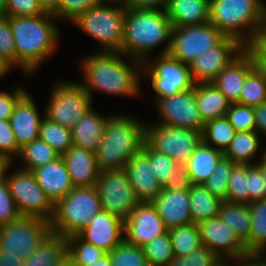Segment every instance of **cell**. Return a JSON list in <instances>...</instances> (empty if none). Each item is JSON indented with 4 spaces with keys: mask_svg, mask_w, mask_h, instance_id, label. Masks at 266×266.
Returning a JSON list of instances; mask_svg holds the SVG:
<instances>
[{
    "mask_svg": "<svg viewBox=\"0 0 266 266\" xmlns=\"http://www.w3.org/2000/svg\"><path fill=\"white\" fill-rule=\"evenodd\" d=\"M122 55L120 52L98 51L83 60L81 65L85 81L81 85L91 100V93L95 90L125 96H137L140 93L138 72H141L143 63L133 59V66L128 65L122 60Z\"/></svg>",
    "mask_w": 266,
    "mask_h": 266,
    "instance_id": "1",
    "label": "cell"
},
{
    "mask_svg": "<svg viewBox=\"0 0 266 266\" xmlns=\"http://www.w3.org/2000/svg\"><path fill=\"white\" fill-rule=\"evenodd\" d=\"M7 18L16 45V66L32 73L56 49L59 32L54 21L57 18L50 13Z\"/></svg>",
    "mask_w": 266,
    "mask_h": 266,
    "instance_id": "2",
    "label": "cell"
},
{
    "mask_svg": "<svg viewBox=\"0 0 266 266\" xmlns=\"http://www.w3.org/2000/svg\"><path fill=\"white\" fill-rule=\"evenodd\" d=\"M173 25L165 9H128L123 29L122 54L142 63L160 43L168 40L162 54H168Z\"/></svg>",
    "mask_w": 266,
    "mask_h": 266,
    "instance_id": "3",
    "label": "cell"
},
{
    "mask_svg": "<svg viewBox=\"0 0 266 266\" xmlns=\"http://www.w3.org/2000/svg\"><path fill=\"white\" fill-rule=\"evenodd\" d=\"M145 141V124L128 115L110 116L95 151L100 171L125 169L127 162L142 151Z\"/></svg>",
    "mask_w": 266,
    "mask_h": 266,
    "instance_id": "4",
    "label": "cell"
},
{
    "mask_svg": "<svg viewBox=\"0 0 266 266\" xmlns=\"http://www.w3.org/2000/svg\"><path fill=\"white\" fill-rule=\"evenodd\" d=\"M264 5L262 0H212L209 22L226 37L234 38L245 46L255 29L266 21ZM243 28H249L247 33Z\"/></svg>",
    "mask_w": 266,
    "mask_h": 266,
    "instance_id": "5",
    "label": "cell"
},
{
    "mask_svg": "<svg viewBox=\"0 0 266 266\" xmlns=\"http://www.w3.org/2000/svg\"><path fill=\"white\" fill-rule=\"evenodd\" d=\"M102 210L96 186L74 187L54 204L51 233L67 238L82 231Z\"/></svg>",
    "mask_w": 266,
    "mask_h": 266,
    "instance_id": "6",
    "label": "cell"
},
{
    "mask_svg": "<svg viewBox=\"0 0 266 266\" xmlns=\"http://www.w3.org/2000/svg\"><path fill=\"white\" fill-rule=\"evenodd\" d=\"M111 2L117 5L104 6V2H101L86 10L72 23L77 24L86 34L98 40L103 45L101 52L122 53L126 8L119 0H111Z\"/></svg>",
    "mask_w": 266,
    "mask_h": 266,
    "instance_id": "7",
    "label": "cell"
},
{
    "mask_svg": "<svg viewBox=\"0 0 266 266\" xmlns=\"http://www.w3.org/2000/svg\"><path fill=\"white\" fill-rule=\"evenodd\" d=\"M11 163H4L1 173L5 176L10 194L21 216L38 217L51 221L54 203L37 183L32 171L18 170L6 176Z\"/></svg>",
    "mask_w": 266,
    "mask_h": 266,
    "instance_id": "8",
    "label": "cell"
},
{
    "mask_svg": "<svg viewBox=\"0 0 266 266\" xmlns=\"http://www.w3.org/2000/svg\"><path fill=\"white\" fill-rule=\"evenodd\" d=\"M51 234L50 221L21 216L14 222L0 226V250L7 254L31 256Z\"/></svg>",
    "mask_w": 266,
    "mask_h": 266,
    "instance_id": "9",
    "label": "cell"
},
{
    "mask_svg": "<svg viewBox=\"0 0 266 266\" xmlns=\"http://www.w3.org/2000/svg\"><path fill=\"white\" fill-rule=\"evenodd\" d=\"M104 211L125 221L140 203L125 169H111L100 172L96 183Z\"/></svg>",
    "mask_w": 266,
    "mask_h": 266,
    "instance_id": "10",
    "label": "cell"
},
{
    "mask_svg": "<svg viewBox=\"0 0 266 266\" xmlns=\"http://www.w3.org/2000/svg\"><path fill=\"white\" fill-rule=\"evenodd\" d=\"M148 126V127H147ZM146 143L156 152L184 166L200 145L202 133L170 125H147Z\"/></svg>",
    "mask_w": 266,
    "mask_h": 266,
    "instance_id": "11",
    "label": "cell"
},
{
    "mask_svg": "<svg viewBox=\"0 0 266 266\" xmlns=\"http://www.w3.org/2000/svg\"><path fill=\"white\" fill-rule=\"evenodd\" d=\"M91 101L81 84L59 82L53 88L45 117L71 129L92 108Z\"/></svg>",
    "mask_w": 266,
    "mask_h": 266,
    "instance_id": "12",
    "label": "cell"
},
{
    "mask_svg": "<svg viewBox=\"0 0 266 266\" xmlns=\"http://www.w3.org/2000/svg\"><path fill=\"white\" fill-rule=\"evenodd\" d=\"M142 64L144 74L149 73L151 84L157 93L156 99L170 98L173 95L195 87L190 66L173 58L169 53L160 54L150 65Z\"/></svg>",
    "mask_w": 266,
    "mask_h": 266,
    "instance_id": "13",
    "label": "cell"
},
{
    "mask_svg": "<svg viewBox=\"0 0 266 266\" xmlns=\"http://www.w3.org/2000/svg\"><path fill=\"white\" fill-rule=\"evenodd\" d=\"M225 37L210 22L173 27L169 54L190 65L201 54L218 45Z\"/></svg>",
    "mask_w": 266,
    "mask_h": 266,
    "instance_id": "14",
    "label": "cell"
},
{
    "mask_svg": "<svg viewBox=\"0 0 266 266\" xmlns=\"http://www.w3.org/2000/svg\"><path fill=\"white\" fill-rule=\"evenodd\" d=\"M197 225L202 245L207 246L222 261L232 260L231 262L236 261L235 264H247L254 261L241 238L219 216L203 220Z\"/></svg>",
    "mask_w": 266,
    "mask_h": 266,
    "instance_id": "15",
    "label": "cell"
},
{
    "mask_svg": "<svg viewBox=\"0 0 266 266\" xmlns=\"http://www.w3.org/2000/svg\"><path fill=\"white\" fill-rule=\"evenodd\" d=\"M155 103L161 115L159 125L203 132L204 122L199 114L195 87L170 98L157 99Z\"/></svg>",
    "mask_w": 266,
    "mask_h": 266,
    "instance_id": "16",
    "label": "cell"
},
{
    "mask_svg": "<svg viewBox=\"0 0 266 266\" xmlns=\"http://www.w3.org/2000/svg\"><path fill=\"white\" fill-rule=\"evenodd\" d=\"M244 51L238 40L225 37L218 45L201 54L189 66L195 83L213 82L219 73Z\"/></svg>",
    "mask_w": 266,
    "mask_h": 266,
    "instance_id": "17",
    "label": "cell"
},
{
    "mask_svg": "<svg viewBox=\"0 0 266 266\" xmlns=\"http://www.w3.org/2000/svg\"><path fill=\"white\" fill-rule=\"evenodd\" d=\"M167 232L163 219L152 203H139L124 221V239L142 248Z\"/></svg>",
    "mask_w": 266,
    "mask_h": 266,
    "instance_id": "18",
    "label": "cell"
},
{
    "mask_svg": "<svg viewBox=\"0 0 266 266\" xmlns=\"http://www.w3.org/2000/svg\"><path fill=\"white\" fill-rule=\"evenodd\" d=\"M77 235L85 242L110 253L124 240V221L101 210Z\"/></svg>",
    "mask_w": 266,
    "mask_h": 266,
    "instance_id": "19",
    "label": "cell"
},
{
    "mask_svg": "<svg viewBox=\"0 0 266 266\" xmlns=\"http://www.w3.org/2000/svg\"><path fill=\"white\" fill-rule=\"evenodd\" d=\"M152 204L168 230L193 223L189 190L162 189Z\"/></svg>",
    "mask_w": 266,
    "mask_h": 266,
    "instance_id": "20",
    "label": "cell"
},
{
    "mask_svg": "<svg viewBox=\"0 0 266 266\" xmlns=\"http://www.w3.org/2000/svg\"><path fill=\"white\" fill-rule=\"evenodd\" d=\"M125 170L140 203H152L159 196L162 186L151 169L149 159L141 151L127 162Z\"/></svg>",
    "mask_w": 266,
    "mask_h": 266,
    "instance_id": "21",
    "label": "cell"
},
{
    "mask_svg": "<svg viewBox=\"0 0 266 266\" xmlns=\"http://www.w3.org/2000/svg\"><path fill=\"white\" fill-rule=\"evenodd\" d=\"M42 119L39 116L34 100L27 92L15 105L9 120L17 145L20 148L33 140L39 139Z\"/></svg>",
    "mask_w": 266,
    "mask_h": 266,
    "instance_id": "22",
    "label": "cell"
},
{
    "mask_svg": "<svg viewBox=\"0 0 266 266\" xmlns=\"http://www.w3.org/2000/svg\"><path fill=\"white\" fill-rule=\"evenodd\" d=\"M74 187H94L100 175L94 151L72 146L61 156Z\"/></svg>",
    "mask_w": 266,
    "mask_h": 266,
    "instance_id": "23",
    "label": "cell"
},
{
    "mask_svg": "<svg viewBox=\"0 0 266 266\" xmlns=\"http://www.w3.org/2000/svg\"><path fill=\"white\" fill-rule=\"evenodd\" d=\"M32 172L39 186L54 204L74 188L61 156L44 166L34 169Z\"/></svg>",
    "mask_w": 266,
    "mask_h": 266,
    "instance_id": "24",
    "label": "cell"
},
{
    "mask_svg": "<svg viewBox=\"0 0 266 266\" xmlns=\"http://www.w3.org/2000/svg\"><path fill=\"white\" fill-rule=\"evenodd\" d=\"M254 67L253 59L244 50L219 73L213 83L231 103H237L245 78Z\"/></svg>",
    "mask_w": 266,
    "mask_h": 266,
    "instance_id": "25",
    "label": "cell"
},
{
    "mask_svg": "<svg viewBox=\"0 0 266 266\" xmlns=\"http://www.w3.org/2000/svg\"><path fill=\"white\" fill-rule=\"evenodd\" d=\"M208 0H167L165 11L173 27L201 25L210 21Z\"/></svg>",
    "mask_w": 266,
    "mask_h": 266,
    "instance_id": "26",
    "label": "cell"
},
{
    "mask_svg": "<svg viewBox=\"0 0 266 266\" xmlns=\"http://www.w3.org/2000/svg\"><path fill=\"white\" fill-rule=\"evenodd\" d=\"M109 117H102L91 108L71 128L73 145L95 152L103 139L106 122Z\"/></svg>",
    "mask_w": 266,
    "mask_h": 266,
    "instance_id": "27",
    "label": "cell"
},
{
    "mask_svg": "<svg viewBox=\"0 0 266 266\" xmlns=\"http://www.w3.org/2000/svg\"><path fill=\"white\" fill-rule=\"evenodd\" d=\"M195 96L199 114L204 124L216 118L226 116L231 105V102L213 82L195 84Z\"/></svg>",
    "mask_w": 266,
    "mask_h": 266,
    "instance_id": "28",
    "label": "cell"
},
{
    "mask_svg": "<svg viewBox=\"0 0 266 266\" xmlns=\"http://www.w3.org/2000/svg\"><path fill=\"white\" fill-rule=\"evenodd\" d=\"M67 259L66 238L51 233L31 256L25 258L22 266H64Z\"/></svg>",
    "mask_w": 266,
    "mask_h": 266,
    "instance_id": "29",
    "label": "cell"
},
{
    "mask_svg": "<svg viewBox=\"0 0 266 266\" xmlns=\"http://www.w3.org/2000/svg\"><path fill=\"white\" fill-rule=\"evenodd\" d=\"M223 156L224 152L202 141L184 165L193 184H203L212 175Z\"/></svg>",
    "mask_w": 266,
    "mask_h": 266,
    "instance_id": "30",
    "label": "cell"
},
{
    "mask_svg": "<svg viewBox=\"0 0 266 266\" xmlns=\"http://www.w3.org/2000/svg\"><path fill=\"white\" fill-rule=\"evenodd\" d=\"M189 193L193 223L198 224L218 216L223 200L214 196L203 184H194Z\"/></svg>",
    "mask_w": 266,
    "mask_h": 266,
    "instance_id": "31",
    "label": "cell"
},
{
    "mask_svg": "<svg viewBox=\"0 0 266 266\" xmlns=\"http://www.w3.org/2000/svg\"><path fill=\"white\" fill-rule=\"evenodd\" d=\"M248 205L251 231L244 245L248 253L255 258L266 247V199L253 201Z\"/></svg>",
    "mask_w": 266,
    "mask_h": 266,
    "instance_id": "32",
    "label": "cell"
},
{
    "mask_svg": "<svg viewBox=\"0 0 266 266\" xmlns=\"http://www.w3.org/2000/svg\"><path fill=\"white\" fill-rule=\"evenodd\" d=\"M218 216L243 242L249 237L251 217L248 204L223 201Z\"/></svg>",
    "mask_w": 266,
    "mask_h": 266,
    "instance_id": "33",
    "label": "cell"
},
{
    "mask_svg": "<svg viewBox=\"0 0 266 266\" xmlns=\"http://www.w3.org/2000/svg\"><path fill=\"white\" fill-rule=\"evenodd\" d=\"M260 145L258 132L238 131L224 152V156L236 164H252L251 159L256 155Z\"/></svg>",
    "mask_w": 266,
    "mask_h": 266,
    "instance_id": "34",
    "label": "cell"
},
{
    "mask_svg": "<svg viewBox=\"0 0 266 266\" xmlns=\"http://www.w3.org/2000/svg\"><path fill=\"white\" fill-rule=\"evenodd\" d=\"M236 132L228 118L224 116L204 124L202 140L205 144L225 152L235 137Z\"/></svg>",
    "mask_w": 266,
    "mask_h": 266,
    "instance_id": "35",
    "label": "cell"
},
{
    "mask_svg": "<svg viewBox=\"0 0 266 266\" xmlns=\"http://www.w3.org/2000/svg\"><path fill=\"white\" fill-rule=\"evenodd\" d=\"M39 139L50 145L60 156L73 146L71 129L45 116L41 121Z\"/></svg>",
    "mask_w": 266,
    "mask_h": 266,
    "instance_id": "36",
    "label": "cell"
},
{
    "mask_svg": "<svg viewBox=\"0 0 266 266\" xmlns=\"http://www.w3.org/2000/svg\"><path fill=\"white\" fill-rule=\"evenodd\" d=\"M174 256H185L202 245L199 227L196 223L174 227L168 230Z\"/></svg>",
    "mask_w": 266,
    "mask_h": 266,
    "instance_id": "37",
    "label": "cell"
},
{
    "mask_svg": "<svg viewBox=\"0 0 266 266\" xmlns=\"http://www.w3.org/2000/svg\"><path fill=\"white\" fill-rule=\"evenodd\" d=\"M263 102H266V74L255 66L245 78L240 100L237 103L257 107Z\"/></svg>",
    "mask_w": 266,
    "mask_h": 266,
    "instance_id": "38",
    "label": "cell"
},
{
    "mask_svg": "<svg viewBox=\"0 0 266 266\" xmlns=\"http://www.w3.org/2000/svg\"><path fill=\"white\" fill-rule=\"evenodd\" d=\"M19 155L25 161L23 170L27 171H33L60 157L50 145L40 139L24 145L20 149Z\"/></svg>",
    "mask_w": 266,
    "mask_h": 266,
    "instance_id": "39",
    "label": "cell"
},
{
    "mask_svg": "<svg viewBox=\"0 0 266 266\" xmlns=\"http://www.w3.org/2000/svg\"><path fill=\"white\" fill-rule=\"evenodd\" d=\"M68 259L75 265L86 266L102 258L107 252L82 240L78 235L66 238Z\"/></svg>",
    "mask_w": 266,
    "mask_h": 266,
    "instance_id": "40",
    "label": "cell"
},
{
    "mask_svg": "<svg viewBox=\"0 0 266 266\" xmlns=\"http://www.w3.org/2000/svg\"><path fill=\"white\" fill-rule=\"evenodd\" d=\"M141 152L149 159L151 169L161 186L166 183L168 178H172L182 166L181 164L176 163L171 157L156 152L146 142L144 143Z\"/></svg>",
    "mask_w": 266,
    "mask_h": 266,
    "instance_id": "41",
    "label": "cell"
},
{
    "mask_svg": "<svg viewBox=\"0 0 266 266\" xmlns=\"http://www.w3.org/2000/svg\"><path fill=\"white\" fill-rule=\"evenodd\" d=\"M144 252L149 266H170L174 258L169 233H164L146 244Z\"/></svg>",
    "mask_w": 266,
    "mask_h": 266,
    "instance_id": "42",
    "label": "cell"
},
{
    "mask_svg": "<svg viewBox=\"0 0 266 266\" xmlns=\"http://www.w3.org/2000/svg\"><path fill=\"white\" fill-rule=\"evenodd\" d=\"M109 254L111 266H149L144 249L125 239Z\"/></svg>",
    "mask_w": 266,
    "mask_h": 266,
    "instance_id": "43",
    "label": "cell"
},
{
    "mask_svg": "<svg viewBox=\"0 0 266 266\" xmlns=\"http://www.w3.org/2000/svg\"><path fill=\"white\" fill-rule=\"evenodd\" d=\"M236 165L231 159L223 156L212 175L203 183V186L214 196L225 201L228 194V181L233 167Z\"/></svg>",
    "mask_w": 266,
    "mask_h": 266,
    "instance_id": "44",
    "label": "cell"
},
{
    "mask_svg": "<svg viewBox=\"0 0 266 266\" xmlns=\"http://www.w3.org/2000/svg\"><path fill=\"white\" fill-rule=\"evenodd\" d=\"M225 201L249 204L247 164H236L229 177Z\"/></svg>",
    "mask_w": 266,
    "mask_h": 266,
    "instance_id": "45",
    "label": "cell"
},
{
    "mask_svg": "<svg viewBox=\"0 0 266 266\" xmlns=\"http://www.w3.org/2000/svg\"><path fill=\"white\" fill-rule=\"evenodd\" d=\"M244 50L251 56L255 66L266 74V21L255 29Z\"/></svg>",
    "mask_w": 266,
    "mask_h": 266,
    "instance_id": "46",
    "label": "cell"
},
{
    "mask_svg": "<svg viewBox=\"0 0 266 266\" xmlns=\"http://www.w3.org/2000/svg\"><path fill=\"white\" fill-rule=\"evenodd\" d=\"M0 60L9 70L16 66V45L7 16L0 17Z\"/></svg>",
    "mask_w": 266,
    "mask_h": 266,
    "instance_id": "47",
    "label": "cell"
},
{
    "mask_svg": "<svg viewBox=\"0 0 266 266\" xmlns=\"http://www.w3.org/2000/svg\"><path fill=\"white\" fill-rule=\"evenodd\" d=\"M222 260L207 246L201 245L185 256H174L170 266H217Z\"/></svg>",
    "mask_w": 266,
    "mask_h": 266,
    "instance_id": "48",
    "label": "cell"
},
{
    "mask_svg": "<svg viewBox=\"0 0 266 266\" xmlns=\"http://www.w3.org/2000/svg\"><path fill=\"white\" fill-rule=\"evenodd\" d=\"M226 117L238 131H255V113L253 107L240 103H231Z\"/></svg>",
    "mask_w": 266,
    "mask_h": 266,
    "instance_id": "49",
    "label": "cell"
},
{
    "mask_svg": "<svg viewBox=\"0 0 266 266\" xmlns=\"http://www.w3.org/2000/svg\"><path fill=\"white\" fill-rule=\"evenodd\" d=\"M21 217L14 202L5 176L0 173V226L7 225Z\"/></svg>",
    "mask_w": 266,
    "mask_h": 266,
    "instance_id": "50",
    "label": "cell"
},
{
    "mask_svg": "<svg viewBox=\"0 0 266 266\" xmlns=\"http://www.w3.org/2000/svg\"><path fill=\"white\" fill-rule=\"evenodd\" d=\"M20 147L17 145L10 121L0 120V160L11 163L12 155H19Z\"/></svg>",
    "mask_w": 266,
    "mask_h": 266,
    "instance_id": "51",
    "label": "cell"
},
{
    "mask_svg": "<svg viewBox=\"0 0 266 266\" xmlns=\"http://www.w3.org/2000/svg\"><path fill=\"white\" fill-rule=\"evenodd\" d=\"M111 0H61V5L54 16L75 21L81 14L94 5Z\"/></svg>",
    "mask_w": 266,
    "mask_h": 266,
    "instance_id": "52",
    "label": "cell"
},
{
    "mask_svg": "<svg viewBox=\"0 0 266 266\" xmlns=\"http://www.w3.org/2000/svg\"><path fill=\"white\" fill-rule=\"evenodd\" d=\"M249 204L253 201L264 199V173L262 165L247 164Z\"/></svg>",
    "mask_w": 266,
    "mask_h": 266,
    "instance_id": "53",
    "label": "cell"
},
{
    "mask_svg": "<svg viewBox=\"0 0 266 266\" xmlns=\"http://www.w3.org/2000/svg\"><path fill=\"white\" fill-rule=\"evenodd\" d=\"M6 16H37L44 14L37 0H5Z\"/></svg>",
    "mask_w": 266,
    "mask_h": 266,
    "instance_id": "54",
    "label": "cell"
},
{
    "mask_svg": "<svg viewBox=\"0 0 266 266\" xmlns=\"http://www.w3.org/2000/svg\"><path fill=\"white\" fill-rule=\"evenodd\" d=\"M26 93L27 91L21 87L16 88L12 94L0 91V120H10L15 105Z\"/></svg>",
    "mask_w": 266,
    "mask_h": 266,
    "instance_id": "55",
    "label": "cell"
},
{
    "mask_svg": "<svg viewBox=\"0 0 266 266\" xmlns=\"http://www.w3.org/2000/svg\"><path fill=\"white\" fill-rule=\"evenodd\" d=\"M193 182L187 172L185 166H181L173 177L168 178L162 189L168 190H189L193 186Z\"/></svg>",
    "mask_w": 266,
    "mask_h": 266,
    "instance_id": "56",
    "label": "cell"
},
{
    "mask_svg": "<svg viewBox=\"0 0 266 266\" xmlns=\"http://www.w3.org/2000/svg\"><path fill=\"white\" fill-rule=\"evenodd\" d=\"M128 9H165L167 0H119ZM160 7V8H159Z\"/></svg>",
    "mask_w": 266,
    "mask_h": 266,
    "instance_id": "57",
    "label": "cell"
},
{
    "mask_svg": "<svg viewBox=\"0 0 266 266\" xmlns=\"http://www.w3.org/2000/svg\"><path fill=\"white\" fill-rule=\"evenodd\" d=\"M255 113V130L266 135V102L253 107Z\"/></svg>",
    "mask_w": 266,
    "mask_h": 266,
    "instance_id": "58",
    "label": "cell"
},
{
    "mask_svg": "<svg viewBox=\"0 0 266 266\" xmlns=\"http://www.w3.org/2000/svg\"><path fill=\"white\" fill-rule=\"evenodd\" d=\"M23 256L4 253L0 250V266H22Z\"/></svg>",
    "mask_w": 266,
    "mask_h": 266,
    "instance_id": "59",
    "label": "cell"
},
{
    "mask_svg": "<svg viewBox=\"0 0 266 266\" xmlns=\"http://www.w3.org/2000/svg\"><path fill=\"white\" fill-rule=\"evenodd\" d=\"M37 1L41 9L44 11V13H50L53 15L58 11L61 5V0H37Z\"/></svg>",
    "mask_w": 266,
    "mask_h": 266,
    "instance_id": "60",
    "label": "cell"
},
{
    "mask_svg": "<svg viewBox=\"0 0 266 266\" xmlns=\"http://www.w3.org/2000/svg\"><path fill=\"white\" fill-rule=\"evenodd\" d=\"M86 266H111L110 254L106 253L102 258Z\"/></svg>",
    "mask_w": 266,
    "mask_h": 266,
    "instance_id": "61",
    "label": "cell"
},
{
    "mask_svg": "<svg viewBox=\"0 0 266 266\" xmlns=\"http://www.w3.org/2000/svg\"><path fill=\"white\" fill-rule=\"evenodd\" d=\"M262 165V170L264 173V199H266V150L263 151L262 156H261V160L259 162Z\"/></svg>",
    "mask_w": 266,
    "mask_h": 266,
    "instance_id": "62",
    "label": "cell"
},
{
    "mask_svg": "<svg viewBox=\"0 0 266 266\" xmlns=\"http://www.w3.org/2000/svg\"><path fill=\"white\" fill-rule=\"evenodd\" d=\"M10 70L3 64V62L0 60V79L7 75V73L9 72Z\"/></svg>",
    "mask_w": 266,
    "mask_h": 266,
    "instance_id": "63",
    "label": "cell"
},
{
    "mask_svg": "<svg viewBox=\"0 0 266 266\" xmlns=\"http://www.w3.org/2000/svg\"><path fill=\"white\" fill-rule=\"evenodd\" d=\"M265 251H266V247L254 258V261L259 262L261 264H266V260L263 261V259H262V257H263L262 254H264Z\"/></svg>",
    "mask_w": 266,
    "mask_h": 266,
    "instance_id": "64",
    "label": "cell"
},
{
    "mask_svg": "<svg viewBox=\"0 0 266 266\" xmlns=\"http://www.w3.org/2000/svg\"><path fill=\"white\" fill-rule=\"evenodd\" d=\"M6 16L5 0H0V17Z\"/></svg>",
    "mask_w": 266,
    "mask_h": 266,
    "instance_id": "65",
    "label": "cell"
},
{
    "mask_svg": "<svg viewBox=\"0 0 266 266\" xmlns=\"http://www.w3.org/2000/svg\"><path fill=\"white\" fill-rule=\"evenodd\" d=\"M240 266H266V264H261L259 262H251V263H247V264H241Z\"/></svg>",
    "mask_w": 266,
    "mask_h": 266,
    "instance_id": "66",
    "label": "cell"
},
{
    "mask_svg": "<svg viewBox=\"0 0 266 266\" xmlns=\"http://www.w3.org/2000/svg\"><path fill=\"white\" fill-rule=\"evenodd\" d=\"M241 264L237 263L236 266H240ZM217 266H229L226 260L221 261Z\"/></svg>",
    "mask_w": 266,
    "mask_h": 266,
    "instance_id": "67",
    "label": "cell"
},
{
    "mask_svg": "<svg viewBox=\"0 0 266 266\" xmlns=\"http://www.w3.org/2000/svg\"><path fill=\"white\" fill-rule=\"evenodd\" d=\"M64 266H78V265H75L72 261H70L69 259H67L64 263Z\"/></svg>",
    "mask_w": 266,
    "mask_h": 266,
    "instance_id": "68",
    "label": "cell"
},
{
    "mask_svg": "<svg viewBox=\"0 0 266 266\" xmlns=\"http://www.w3.org/2000/svg\"><path fill=\"white\" fill-rule=\"evenodd\" d=\"M3 165H4V163L0 160V173H1Z\"/></svg>",
    "mask_w": 266,
    "mask_h": 266,
    "instance_id": "69",
    "label": "cell"
}]
</instances>
